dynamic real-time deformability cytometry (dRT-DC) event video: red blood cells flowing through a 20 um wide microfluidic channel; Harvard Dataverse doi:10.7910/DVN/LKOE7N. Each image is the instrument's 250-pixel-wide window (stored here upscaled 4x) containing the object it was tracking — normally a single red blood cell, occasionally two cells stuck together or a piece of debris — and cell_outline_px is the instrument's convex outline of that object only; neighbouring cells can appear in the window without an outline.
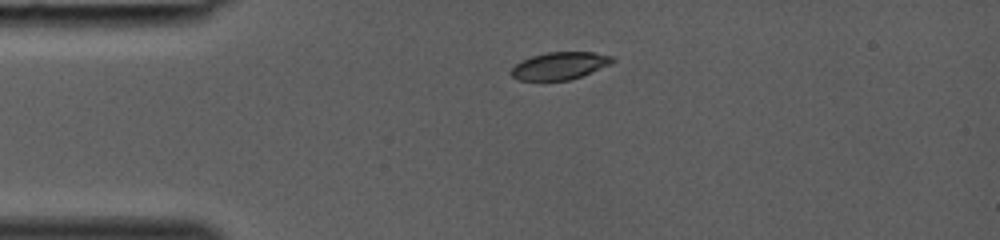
{"species": "common noctule bat (a hibernating species)", "species_latin": "Nyctalus noctula", "temperature_condition": "room temperature", "stored_images_in_passage": 30, "camera_frame_rate_fps": 3000, "um_per_image_px": 0.085, "animal": {"sex": "female", "body_mass_g": 19.0, "forearm_length_mm": 53.3}, "frame": {"image": 1, "passage_image": 1, "time_ms": 0.0, "image_size_px": [1000, 240], "cell_outline_px": [[616, 60], [612, 64], [580, 76], [568, 80], [516, 80], [508, 72], [520, 60], [532, 56], [548, 52], [592, 52], [612, 56]], "centroid_in_image_um": [47.55, 5.59], "position_along_channel_um": 37.4, "area_um2": 16.18}}
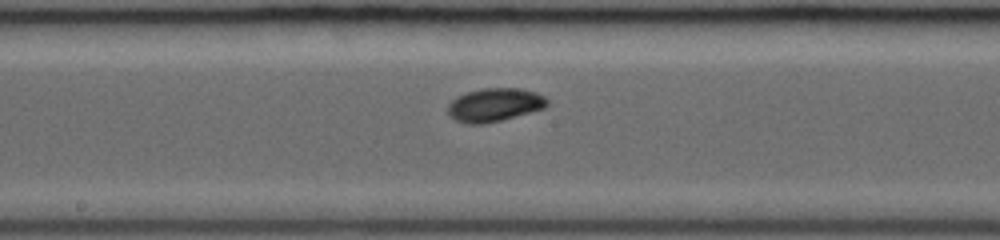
{"frame": {"image": 2, "passage_image": 13, "time_ms": 4.0, "image_size_px": [1000, 240], "cell_outline_px": [[548, 104], [544, 108], [500, 120], [484, 124], [464, 124], [448, 116], [448, 104], [452, 100], [468, 92], [484, 88], [520, 88], [536, 92], [544, 96], [548, 100]], "centroid_in_image_um": [42.03, 8.92], "position_along_channel_um": 206.2, "area_um2": 19.19}}
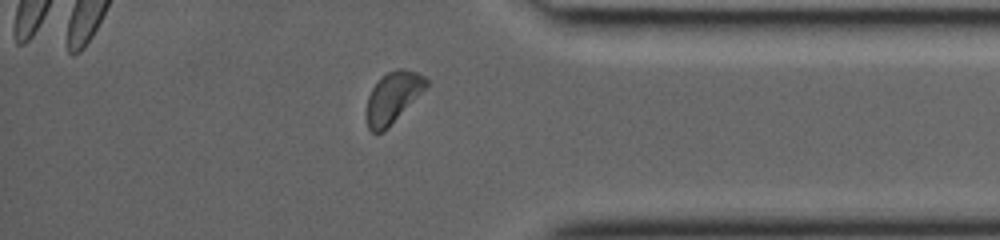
{"frame": {"image": 3, "passage_image": 25, "time_ms": 8.0, "image_size_px": [1000, 240], "cell_outline_px": [[428, 84], [388, 128], [384, 132], [372, 132], [368, 128], [364, 112], [368, 96], [372, 88], [388, 72], [400, 68], [404, 68], [416, 72], [424, 76], [428, 80]], "centroid_in_image_um": [33.34, 8.3], "position_along_channel_um": 401.9, "area_um2": 17.51}}